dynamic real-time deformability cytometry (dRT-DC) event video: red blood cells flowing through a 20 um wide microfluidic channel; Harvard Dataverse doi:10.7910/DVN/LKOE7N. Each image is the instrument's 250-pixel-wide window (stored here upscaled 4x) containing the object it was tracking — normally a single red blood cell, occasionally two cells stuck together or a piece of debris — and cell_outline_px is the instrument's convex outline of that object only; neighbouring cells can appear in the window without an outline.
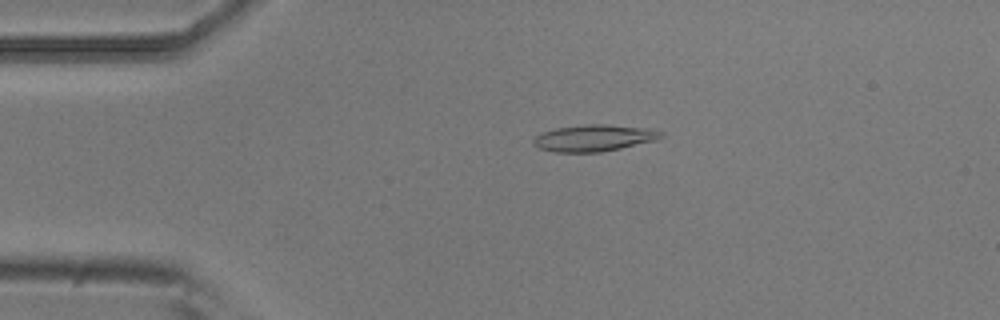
{"species": "common noctule bat (a hibernating species)", "species_latin": "Nyctalus noctula", "temperature_condition": "room temperature", "stored_images_in_passage": 3, "camera_frame_rate_fps": 3000, "um_per_image_px": 0.085, "animal": {"sex": "male", "body_mass_g": 20.5, "forearm_length_mm": 52.5}, "frame": {"image": 1, "passage_image": 2, "time_ms": 0.333, "image_size_px": [1000, 320], "cell_outline_px": [[664, 136], [656, 140], [620, 148], [600, 152], [556, 152], [540, 148], [532, 144], [532, 140], [536, 136], [544, 132], [556, 128], [588, 124], [604, 124], [652, 128], [664, 132]], "centroid_in_image_um": [50.53, 11.72], "position_along_channel_um": 34.5, "area_um2": 19.77}}